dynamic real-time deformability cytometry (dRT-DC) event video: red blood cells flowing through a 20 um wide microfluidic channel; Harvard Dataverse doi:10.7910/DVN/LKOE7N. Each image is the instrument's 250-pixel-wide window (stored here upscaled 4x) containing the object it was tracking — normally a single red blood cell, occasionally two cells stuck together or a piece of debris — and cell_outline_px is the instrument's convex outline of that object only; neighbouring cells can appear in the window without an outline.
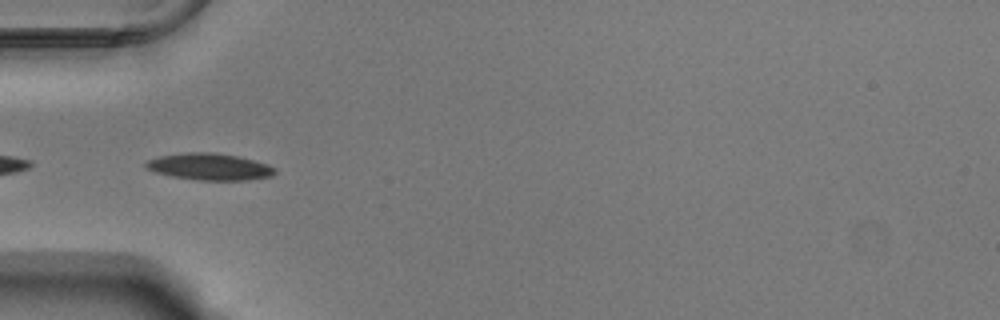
{"species": "Egyptian fruit bat (a non-hibernating species)", "species_latin": "Rousettus aegyptiacus", "temperature_condition": "warm", "stored_images_in_passage": 34, "camera_frame_rate_fps": 3000, "um_per_image_px": 0.085, "animal": {"sex": "male"}, "frame": {"image": 1, "passage_image": 1, "time_ms": 0.0, "image_size_px": [1000, 320], "cell_outline_px": [[276, 172], [272, 176], [248, 180], [200, 180], [172, 176], [156, 172], [144, 168], [144, 164], [148, 160], [160, 156], [188, 152], [212, 152], [236, 156], [268, 164], [276, 168]], "centroid_in_image_um": [17.82, 14.17], "position_along_channel_um": 67.2, "area_um2": 20.0}}
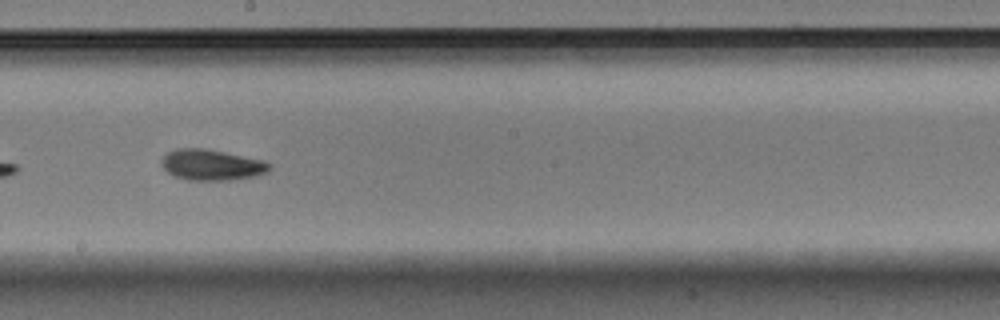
{"frame": {"image": 2, "passage_image": 14, "time_ms": 4.333, "image_size_px": [1000, 320], "cell_outline_px": [[272, 168], [268, 172], [256, 176], [228, 180], [188, 180], [172, 176], [160, 164], [160, 160], [168, 152], [176, 148], [204, 148], [264, 160], [272, 164]], "centroid_in_image_um": [17.99, 14.02], "position_along_channel_um": 230.2, "area_um2": 19.59}}
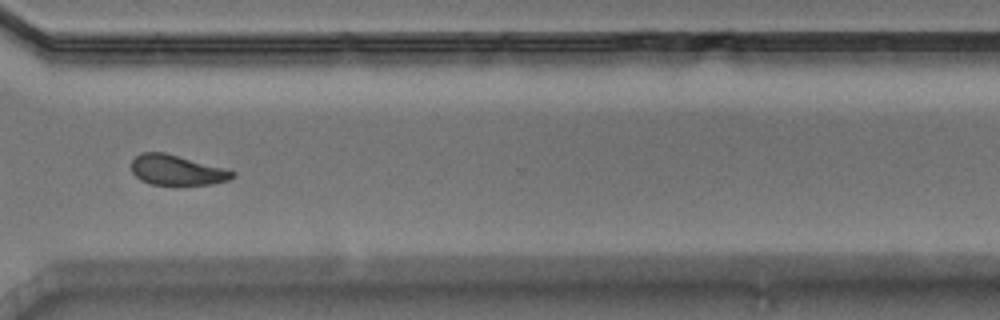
{"frame": {"image": 3, "passage_image": 24, "time_ms": 7.667, "image_size_px": [1000, 320], "cell_outline_px": [[236, 176], [228, 180], [212, 184], [152, 184], [140, 180], [132, 172], [132, 160], [140, 152], [164, 152], [228, 168], [236, 172]], "centroid_in_image_um": [15.07, 14.44], "position_along_channel_um": 355.5, "area_um2": 17.86}, "authors_computed_cell_mechanics": {"area_um2": 18.6405, "velocity_mm_per_s": 3.7594, "shape_relaxation_time_tau1_ms": 2.2145, "shape_relaxation_time_tau2_ms": 3.4224, "deformation_change_tau1": 0.1098, "deformation_change_tau2": 0.1}}